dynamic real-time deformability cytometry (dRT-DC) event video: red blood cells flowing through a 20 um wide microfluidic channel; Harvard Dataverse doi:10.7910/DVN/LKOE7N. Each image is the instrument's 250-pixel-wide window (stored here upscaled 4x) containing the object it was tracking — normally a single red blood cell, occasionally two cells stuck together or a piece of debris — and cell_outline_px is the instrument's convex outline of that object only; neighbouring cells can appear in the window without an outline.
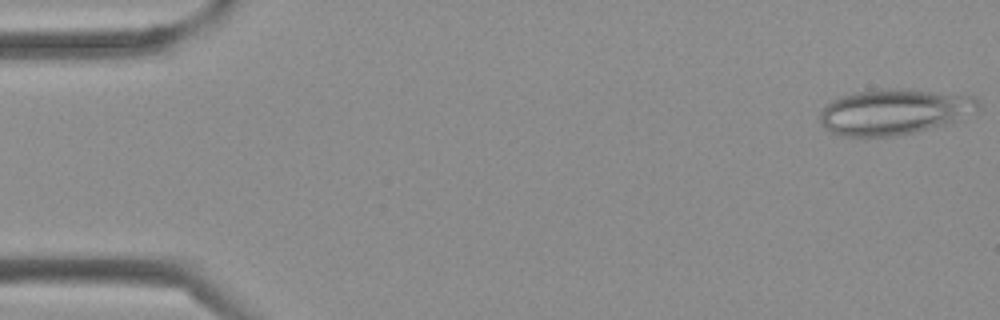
{"species": "Egyptian fruit bat (a non-hibernating species)", "species_latin": "Rousettus aegyptiacus", "temperature_condition": "cold", "stored_images_in_passage": 40, "camera_frame_rate_fps": 3000, "um_per_image_px": 0.085, "frame": {"image": 1, "passage_image": 1, "time_ms": 0.0, "image_size_px": [1000, 320], "cell_outline_px": [[980, 108], [976, 112], [960, 120], [948, 124], [896, 136], [844, 136], [832, 132], [820, 124], [820, 112], [832, 100], [840, 96], [852, 92], [884, 88], [908, 88], [972, 96], [980, 104]], "centroid_in_image_um": [76.03, 9.49], "position_along_channel_um": 9.0, "area_um2": 42.43}}
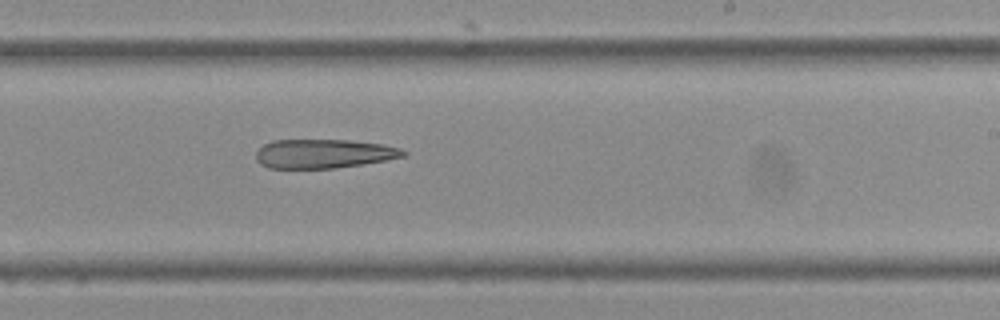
{"frame": {"image": 2, "passage_image": 24, "time_ms": 7.667, "image_size_px": [1000, 320], "cell_outline_px": [[408, 152], [404, 156], [384, 160], [336, 168], [268, 168], [260, 164], [256, 160], [256, 152], [264, 144], [272, 140], [348, 140], [384, 144], [400, 148]], "centroid_in_image_um": [27.49, 13.06], "position_along_channel_um": 261.5, "area_um2": 24.85}}
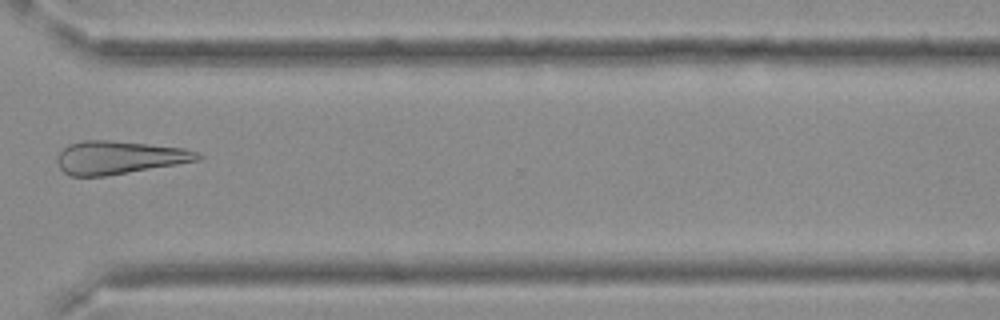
{"frame": {"image": 3, "passage_image": 30, "time_ms": 9.667, "image_size_px": [1000, 320], "cell_outline_px": [[204, 156], [200, 160], [104, 176], [68, 176], [60, 168], [56, 160], [56, 156], [68, 144], [84, 140], [108, 140], [184, 148], [200, 152]], "centroid_in_image_um": [10.11, 13.38], "position_along_channel_um": 360.5, "area_um2": 26.99}}